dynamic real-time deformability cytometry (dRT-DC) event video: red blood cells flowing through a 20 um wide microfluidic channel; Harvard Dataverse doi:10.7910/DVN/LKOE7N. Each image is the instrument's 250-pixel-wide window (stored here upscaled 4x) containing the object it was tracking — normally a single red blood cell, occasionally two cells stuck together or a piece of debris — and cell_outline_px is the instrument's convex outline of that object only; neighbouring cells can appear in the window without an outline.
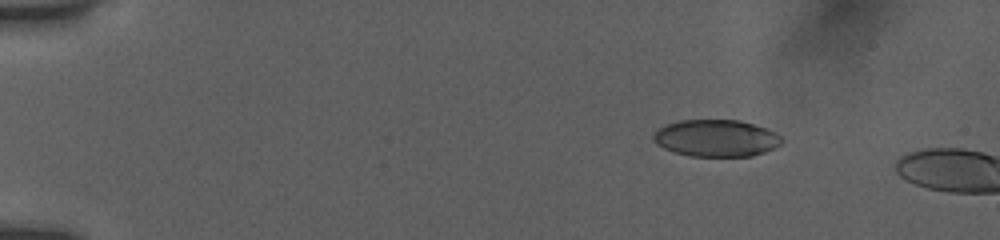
{"species": "human", "species_latin": "Homo sapiens", "temperature_condition": "room temperature", "stored_images_in_passage": 21, "camera_frame_rate_fps": 3000, "um_per_image_px": 0.085, "donor": {"sex": "female"}, "frame": {"image": 1, "passage_image": 16, "time_ms": 2.667, "image_size_px": [1000, 240], "cell_outline_px": [[784, 140], [780, 144], [764, 152], [752, 156], [692, 156], [676, 152], [664, 148], [656, 144], [652, 140], [652, 136], [660, 128], [668, 124], [680, 120], [740, 120], [776, 132]], "centroid_in_image_um": [60.87, 11.74], "position_along_channel_um": 24.1, "area_um2": 27.4}}